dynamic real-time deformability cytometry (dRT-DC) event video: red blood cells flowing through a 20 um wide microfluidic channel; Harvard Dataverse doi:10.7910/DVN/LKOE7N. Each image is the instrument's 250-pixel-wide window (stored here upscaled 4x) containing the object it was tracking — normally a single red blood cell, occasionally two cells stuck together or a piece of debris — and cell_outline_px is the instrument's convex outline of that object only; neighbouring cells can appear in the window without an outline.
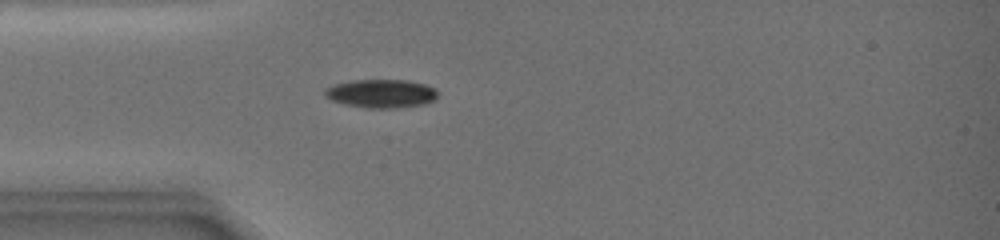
{"species": "common noctule bat (a hibernating species)", "species_latin": "Nyctalus noctula", "temperature_condition": "warm", "stored_images_in_passage": 12, "camera_frame_rate_fps": 3000, "um_per_image_px": 0.085, "animal": {"sex": "female", "body_mass_g": 19.0, "forearm_length_mm": 51.5}, "frame": {"image": 1, "passage_image": 1, "time_ms": 0.0, "image_size_px": [1000, 240], "cell_outline_px": [[436, 96], [432, 100], [416, 104], [380, 108], [348, 104], [336, 100], [328, 96], [324, 92], [328, 88], [336, 84], [356, 80], [400, 80], [420, 84], [432, 88], [436, 92]], "centroid_in_image_um": [32.37, 7.92], "position_along_channel_um": 52.6, "area_um2": 17.17}}
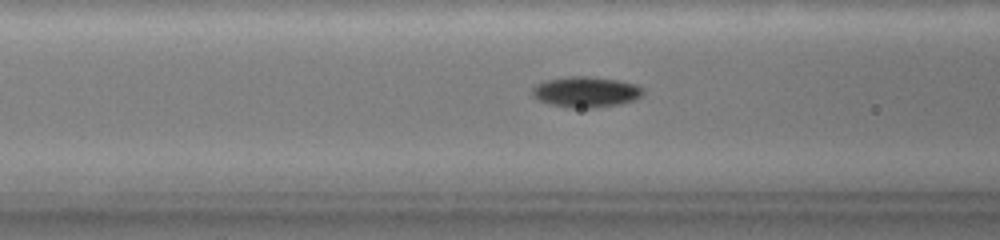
{"frame": {"image": 2, "passage_image": 9, "time_ms": 2.0, "image_size_px": [1000, 240], "cell_outline_px": [[640, 96], [632, 100], [616, 104], [588, 108], [572, 108], [552, 104], [540, 100], [532, 92], [540, 84], [548, 80], [572, 76], [584, 76], [616, 80], [632, 84], [640, 88]], "centroid_in_image_um": [49.79, 7.82], "position_along_channel_um": 116.8, "area_um2": 18.67}}